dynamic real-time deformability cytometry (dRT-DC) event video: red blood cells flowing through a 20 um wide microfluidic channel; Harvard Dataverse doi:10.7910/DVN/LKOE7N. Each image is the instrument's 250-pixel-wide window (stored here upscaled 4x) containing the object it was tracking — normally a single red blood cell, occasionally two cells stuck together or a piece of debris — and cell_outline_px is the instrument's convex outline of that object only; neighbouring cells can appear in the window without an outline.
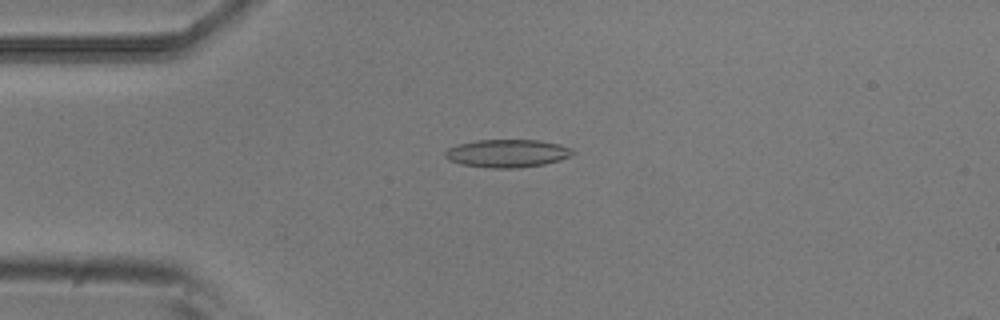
{"species": "common noctule bat (a hibernating species)", "species_latin": "Nyctalus noctula", "temperature_condition": "room temperature", "stored_images_in_passage": 5, "camera_frame_rate_fps": 3000, "um_per_image_px": 0.085, "animal": {"sex": "male", "body_mass_g": 20.5, "forearm_length_mm": 52.5}, "frame": {"image": 1, "passage_image": 3, "time_ms": 0.667, "image_size_px": [1000, 320], "cell_outline_px": [[576, 152], [560, 160], [544, 164], [520, 168], [488, 168], [460, 164], [448, 160], [444, 156], [444, 152], [448, 148], [460, 144], [476, 140], [540, 140], [560, 144], [572, 148]], "centroid_in_image_um": [43.11, 13.04], "position_along_channel_um": 41.9, "area_um2": 20.92}}
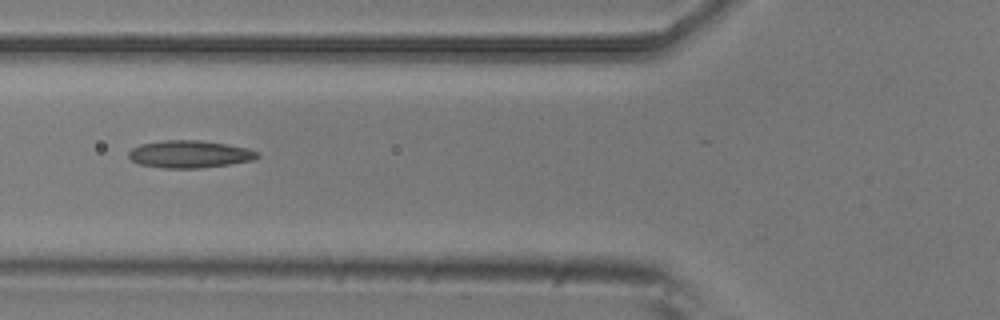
{"frame": {"image": 2, "passage_image": 5, "time_ms": 1.333, "image_size_px": [1000, 320], "cell_outline_px": [[260, 156], [252, 160], [228, 164], [200, 168], [164, 168], [140, 164], [132, 160], [128, 156], [128, 152], [132, 148], [140, 144], [164, 140], [200, 140], [228, 144], [248, 148], [260, 152]], "centroid_in_image_um": [16.13, 13.09], "position_along_channel_um": 109.7, "area_um2": 20.58}}